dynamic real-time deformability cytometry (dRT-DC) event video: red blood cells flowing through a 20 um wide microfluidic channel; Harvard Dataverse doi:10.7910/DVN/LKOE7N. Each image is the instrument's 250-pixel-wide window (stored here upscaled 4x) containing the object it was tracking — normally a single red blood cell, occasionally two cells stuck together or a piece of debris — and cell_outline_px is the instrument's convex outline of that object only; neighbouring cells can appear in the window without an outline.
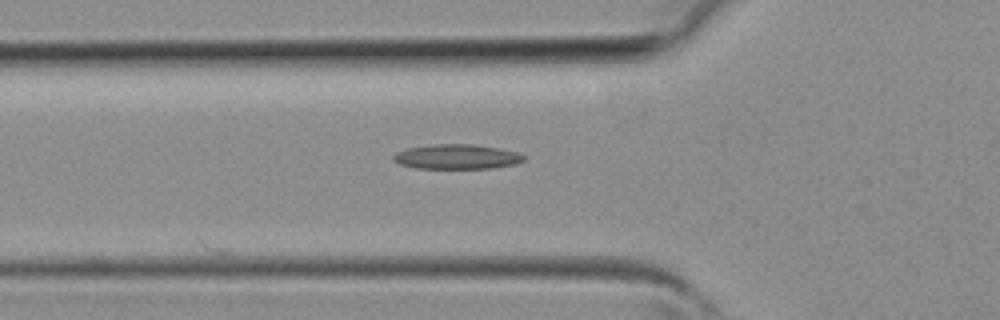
{"species": "common noctule bat (a hibernating species)", "species_latin": "Nyctalus noctula", "temperature_condition": "room temperature", "stored_images_in_passage": 25, "camera_frame_rate_fps": 3000, "um_per_image_px": 0.085, "animal": {"sex": "female", "body_mass_g": 19.3, "forearm_length_mm": 54.1}, "frame": {"image": 1, "passage_image": 3, "time_ms": 0.667, "image_size_px": [1000, 320], "cell_outline_px": [[524, 160], [516, 164], [492, 168], [416, 168], [400, 164], [392, 160], [392, 156], [396, 152], [408, 148], [432, 144], [472, 144], [500, 148], [520, 152], [524, 156]], "centroid_in_image_um": [38.84, 13.31], "position_along_channel_um": 87.0, "area_um2": 18.9}}
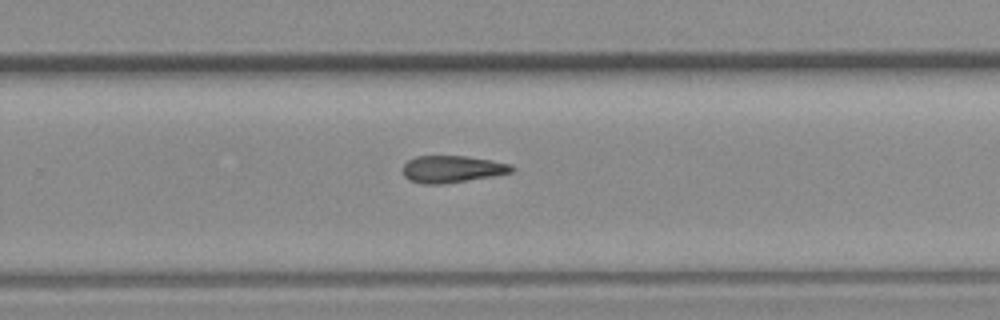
{"frame": {"image": 2, "passage_image": 15, "time_ms": 4.667, "image_size_px": [1000, 320], "cell_outline_px": [[516, 168], [512, 172], [496, 176], [440, 184], [424, 184], [408, 180], [404, 176], [404, 164], [408, 160], [416, 156], [464, 156], [492, 160], [512, 164]], "centroid_in_image_um": [38.47, 14.37], "position_along_channel_um": 291.3, "area_um2": 17.22}}
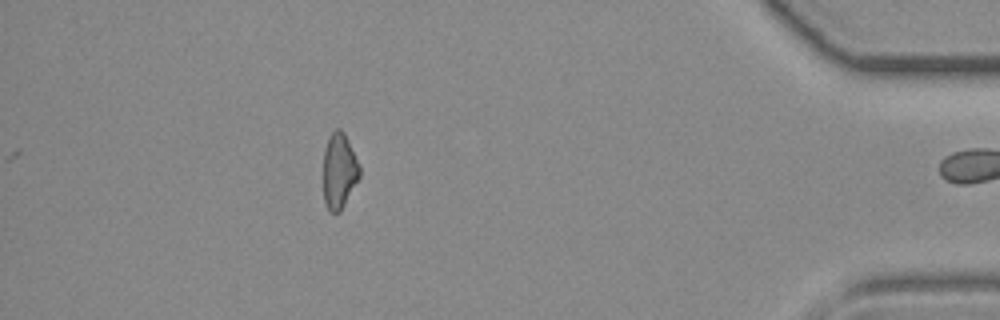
{"frame": {"image": 3, "passage_image": 25, "time_ms": 8.0, "image_size_px": [1000, 320], "cell_outline_px": [[360, 176], [340, 212], [328, 212], [324, 200], [324, 148], [328, 136], [336, 128], [340, 128], [344, 132], [360, 164]], "centroid_in_image_um": [28.83, 14.5], "position_along_channel_um": 406.4, "area_um2": 16.07}}